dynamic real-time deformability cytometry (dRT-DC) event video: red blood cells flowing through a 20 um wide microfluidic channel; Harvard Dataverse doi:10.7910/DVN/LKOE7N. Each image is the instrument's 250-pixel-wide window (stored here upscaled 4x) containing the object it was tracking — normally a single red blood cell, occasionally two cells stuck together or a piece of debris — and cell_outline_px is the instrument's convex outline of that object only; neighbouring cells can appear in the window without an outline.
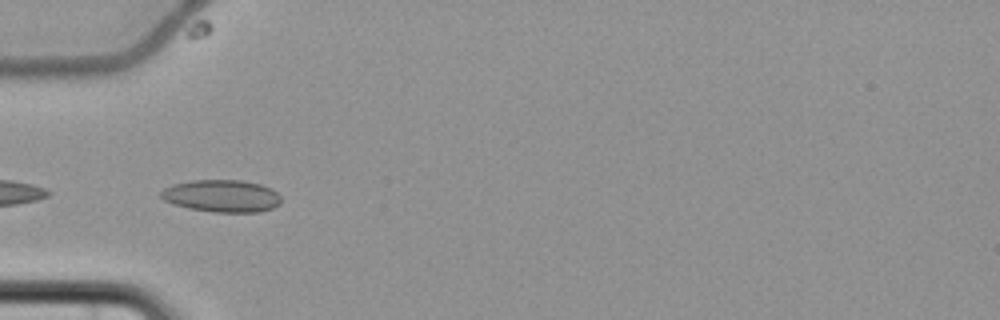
{"species": "common noctule bat (a hibernating species)", "species_latin": "Nyctalus noctula", "temperature_condition": "cold", "stored_images_in_passage": 6, "camera_frame_rate_fps": 3000, "um_per_image_px": 0.085, "animal": {"sex": "female", "body_mass_g": 22.7, "forearm_length_mm": 54.2}, "frame": {"image": 1, "passage_image": 6, "time_ms": 6.333, "image_size_px": [1000, 320], "cell_outline_px": [[280, 204], [272, 208], [260, 212], [212, 212], [188, 208], [172, 204], [164, 200], [160, 196], [160, 192], [164, 188], [172, 184], [192, 180], [244, 180], [260, 184], [272, 188], [280, 196]], "centroid_in_image_um": [18.84, 16.65], "position_along_channel_um": 66.2, "area_um2": 22.83}}